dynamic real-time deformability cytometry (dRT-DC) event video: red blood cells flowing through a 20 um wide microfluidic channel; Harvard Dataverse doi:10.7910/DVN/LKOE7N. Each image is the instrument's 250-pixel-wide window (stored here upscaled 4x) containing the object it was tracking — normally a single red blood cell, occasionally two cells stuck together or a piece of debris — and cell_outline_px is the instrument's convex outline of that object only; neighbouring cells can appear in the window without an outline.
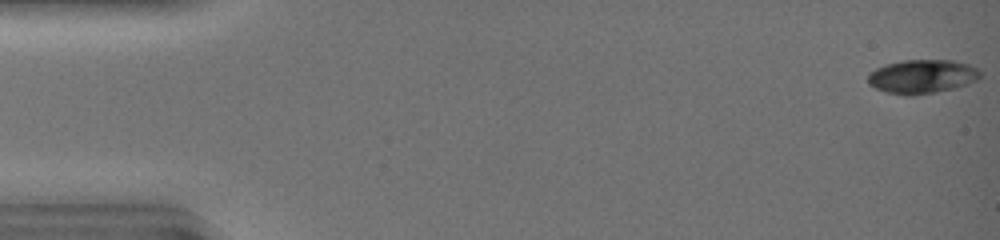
{"species": "common noctule bat (a hibernating species)", "species_latin": "Nyctalus noctula", "temperature_condition": "warm", "stored_images_in_passage": 46, "camera_frame_rate_fps": 3000, "um_per_image_px": 0.085, "animal": {"sex": "female", "body_mass_g": 19.0, "forearm_length_mm": 51.5}, "frame": {"image": 1, "passage_image": 1, "time_ms": 0.0, "image_size_px": [1000, 240], "cell_outline_px": [[980, 76], [976, 80], [968, 84], [936, 92], [912, 96], [904, 96], [884, 92], [868, 84], [868, 72], [884, 64], [904, 60], [952, 60], [968, 64], [976, 68], [980, 72]], "centroid_in_image_um": [78.33, 6.51], "position_along_channel_um": 6.7, "area_um2": 22.31}}
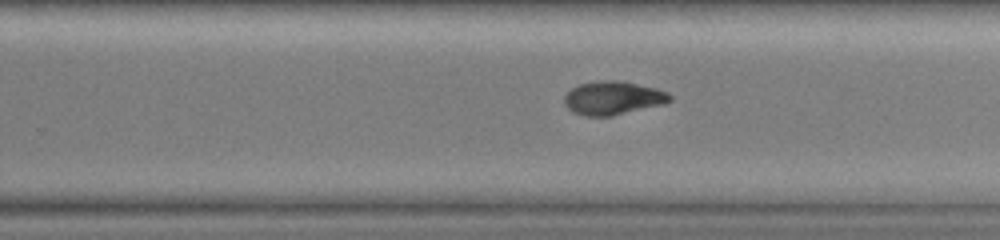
{"frame": {"image": 2, "passage_image": 31, "time_ms": 10.0, "image_size_px": [1000, 240], "cell_outline_px": [[672, 100], [664, 104], [612, 116], [584, 116], [572, 112], [564, 104], [564, 96], [572, 88], [580, 84], [600, 80], [620, 80], [656, 88], [668, 92], [672, 96]], "centroid_in_image_um": [52.11, 8.33], "position_along_channel_um": 277.7, "area_um2": 20.75}}
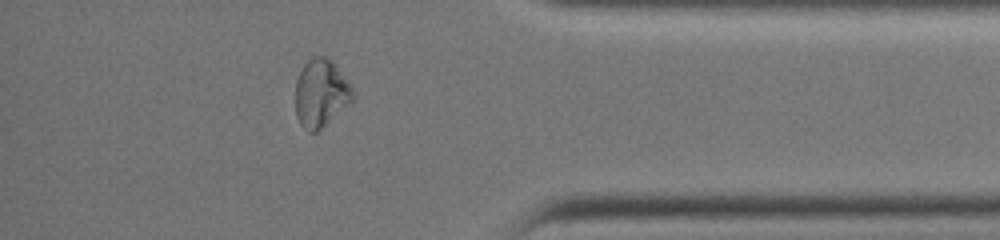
{"frame": {"image": 3, "passage_image": 41, "time_ms": 13.333, "image_size_px": [1000, 240], "cell_outline_px": [[352, 100], [320, 132], [308, 132], [300, 124], [296, 116], [296, 80], [304, 64], [312, 56], [328, 56], [332, 60], [352, 88]], "centroid_in_image_um": [27.25, 7.94], "position_along_channel_um": 407.9, "area_um2": 22.66}, "authors_computed_cell_mechanics": {"area_um2": 21.9062, "velocity_mm_per_s": 4.2264, "shape_relaxation_time_tau1_ms": 7.023, "shape_relaxation_time_tau2_ms": 4.0819, "deformation_change_tau1": 0.2248, "deformation_change_tau2": 0.0693}}